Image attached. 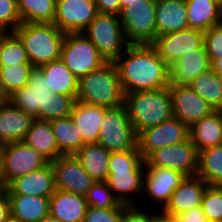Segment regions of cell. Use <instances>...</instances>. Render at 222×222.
Segmentation results:
<instances>
[{
  "mask_svg": "<svg viewBox=\"0 0 222 222\" xmlns=\"http://www.w3.org/2000/svg\"><path fill=\"white\" fill-rule=\"evenodd\" d=\"M0 183L3 185V144H0Z\"/></svg>",
  "mask_w": 222,
  "mask_h": 222,
  "instance_id": "816d5d0a",
  "label": "cell"
},
{
  "mask_svg": "<svg viewBox=\"0 0 222 222\" xmlns=\"http://www.w3.org/2000/svg\"><path fill=\"white\" fill-rule=\"evenodd\" d=\"M123 204L116 208H93L88 206L82 222H121Z\"/></svg>",
  "mask_w": 222,
  "mask_h": 222,
  "instance_id": "b9f144b4",
  "label": "cell"
},
{
  "mask_svg": "<svg viewBox=\"0 0 222 222\" xmlns=\"http://www.w3.org/2000/svg\"><path fill=\"white\" fill-rule=\"evenodd\" d=\"M201 206L208 222H222V186L208 185Z\"/></svg>",
  "mask_w": 222,
  "mask_h": 222,
  "instance_id": "74e56055",
  "label": "cell"
},
{
  "mask_svg": "<svg viewBox=\"0 0 222 222\" xmlns=\"http://www.w3.org/2000/svg\"><path fill=\"white\" fill-rule=\"evenodd\" d=\"M189 138V127L176 117L145 129L137 135V148L145 160L153 151Z\"/></svg>",
  "mask_w": 222,
  "mask_h": 222,
  "instance_id": "7c38bea8",
  "label": "cell"
},
{
  "mask_svg": "<svg viewBox=\"0 0 222 222\" xmlns=\"http://www.w3.org/2000/svg\"><path fill=\"white\" fill-rule=\"evenodd\" d=\"M125 93L115 62H107L99 70H93L78 82L76 100L105 108L124 104Z\"/></svg>",
  "mask_w": 222,
  "mask_h": 222,
  "instance_id": "277c9868",
  "label": "cell"
},
{
  "mask_svg": "<svg viewBox=\"0 0 222 222\" xmlns=\"http://www.w3.org/2000/svg\"><path fill=\"white\" fill-rule=\"evenodd\" d=\"M75 100L63 94L50 95L44 110V120L51 122L70 116Z\"/></svg>",
  "mask_w": 222,
  "mask_h": 222,
  "instance_id": "ab89813d",
  "label": "cell"
},
{
  "mask_svg": "<svg viewBox=\"0 0 222 222\" xmlns=\"http://www.w3.org/2000/svg\"><path fill=\"white\" fill-rule=\"evenodd\" d=\"M11 215L9 196L4 189L0 193V222H5Z\"/></svg>",
  "mask_w": 222,
  "mask_h": 222,
  "instance_id": "7dc6e473",
  "label": "cell"
},
{
  "mask_svg": "<svg viewBox=\"0 0 222 222\" xmlns=\"http://www.w3.org/2000/svg\"><path fill=\"white\" fill-rule=\"evenodd\" d=\"M21 23L17 0H0V33L14 32Z\"/></svg>",
  "mask_w": 222,
  "mask_h": 222,
  "instance_id": "60d3db41",
  "label": "cell"
},
{
  "mask_svg": "<svg viewBox=\"0 0 222 222\" xmlns=\"http://www.w3.org/2000/svg\"><path fill=\"white\" fill-rule=\"evenodd\" d=\"M4 190L3 185L0 183V193Z\"/></svg>",
  "mask_w": 222,
  "mask_h": 222,
  "instance_id": "680465c9",
  "label": "cell"
},
{
  "mask_svg": "<svg viewBox=\"0 0 222 222\" xmlns=\"http://www.w3.org/2000/svg\"><path fill=\"white\" fill-rule=\"evenodd\" d=\"M46 78L47 87L55 94L72 97L75 101L78 95L79 80L59 59L39 67Z\"/></svg>",
  "mask_w": 222,
  "mask_h": 222,
  "instance_id": "83f0119b",
  "label": "cell"
},
{
  "mask_svg": "<svg viewBox=\"0 0 222 222\" xmlns=\"http://www.w3.org/2000/svg\"><path fill=\"white\" fill-rule=\"evenodd\" d=\"M207 186L208 184L197 175L185 177L172 193L169 203L161 212L164 215L174 217L201 206L202 197Z\"/></svg>",
  "mask_w": 222,
  "mask_h": 222,
  "instance_id": "ffe728a7",
  "label": "cell"
},
{
  "mask_svg": "<svg viewBox=\"0 0 222 222\" xmlns=\"http://www.w3.org/2000/svg\"><path fill=\"white\" fill-rule=\"evenodd\" d=\"M130 1H133V0H120L121 2V10L126 7V2H130Z\"/></svg>",
  "mask_w": 222,
  "mask_h": 222,
  "instance_id": "11a10c76",
  "label": "cell"
},
{
  "mask_svg": "<svg viewBox=\"0 0 222 222\" xmlns=\"http://www.w3.org/2000/svg\"><path fill=\"white\" fill-rule=\"evenodd\" d=\"M39 222H61L58 219H55L53 217H51L50 215L46 218H43L42 220H40Z\"/></svg>",
  "mask_w": 222,
  "mask_h": 222,
  "instance_id": "f5cc1de1",
  "label": "cell"
},
{
  "mask_svg": "<svg viewBox=\"0 0 222 222\" xmlns=\"http://www.w3.org/2000/svg\"><path fill=\"white\" fill-rule=\"evenodd\" d=\"M61 60L78 80L93 70H99L107 63L83 32L66 33L61 49Z\"/></svg>",
  "mask_w": 222,
  "mask_h": 222,
  "instance_id": "ba28073f",
  "label": "cell"
},
{
  "mask_svg": "<svg viewBox=\"0 0 222 222\" xmlns=\"http://www.w3.org/2000/svg\"><path fill=\"white\" fill-rule=\"evenodd\" d=\"M9 100H10V95L6 91L4 83H3L2 79L0 78V105L8 103Z\"/></svg>",
  "mask_w": 222,
  "mask_h": 222,
  "instance_id": "c3c4849f",
  "label": "cell"
},
{
  "mask_svg": "<svg viewBox=\"0 0 222 222\" xmlns=\"http://www.w3.org/2000/svg\"><path fill=\"white\" fill-rule=\"evenodd\" d=\"M48 163L44 156L24 141L3 144V187Z\"/></svg>",
  "mask_w": 222,
  "mask_h": 222,
  "instance_id": "8fae6325",
  "label": "cell"
},
{
  "mask_svg": "<svg viewBox=\"0 0 222 222\" xmlns=\"http://www.w3.org/2000/svg\"><path fill=\"white\" fill-rule=\"evenodd\" d=\"M98 13L116 14L121 13L120 0H94Z\"/></svg>",
  "mask_w": 222,
  "mask_h": 222,
  "instance_id": "bcb514c9",
  "label": "cell"
},
{
  "mask_svg": "<svg viewBox=\"0 0 222 222\" xmlns=\"http://www.w3.org/2000/svg\"><path fill=\"white\" fill-rule=\"evenodd\" d=\"M52 167L56 189L85 196L95 183L75 155H60Z\"/></svg>",
  "mask_w": 222,
  "mask_h": 222,
  "instance_id": "2e32d148",
  "label": "cell"
},
{
  "mask_svg": "<svg viewBox=\"0 0 222 222\" xmlns=\"http://www.w3.org/2000/svg\"><path fill=\"white\" fill-rule=\"evenodd\" d=\"M213 2L217 3L218 5L222 4V0H212Z\"/></svg>",
  "mask_w": 222,
  "mask_h": 222,
  "instance_id": "9f6ffc18",
  "label": "cell"
},
{
  "mask_svg": "<svg viewBox=\"0 0 222 222\" xmlns=\"http://www.w3.org/2000/svg\"><path fill=\"white\" fill-rule=\"evenodd\" d=\"M35 118L10 102L0 105V144L24 141Z\"/></svg>",
  "mask_w": 222,
  "mask_h": 222,
  "instance_id": "44dd1931",
  "label": "cell"
},
{
  "mask_svg": "<svg viewBox=\"0 0 222 222\" xmlns=\"http://www.w3.org/2000/svg\"><path fill=\"white\" fill-rule=\"evenodd\" d=\"M169 89L172 98V115L188 127L214 111L209 103L188 85L170 84Z\"/></svg>",
  "mask_w": 222,
  "mask_h": 222,
  "instance_id": "e0dca14e",
  "label": "cell"
},
{
  "mask_svg": "<svg viewBox=\"0 0 222 222\" xmlns=\"http://www.w3.org/2000/svg\"><path fill=\"white\" fill-rule=\"evenodd\" d=\"M155 222H176L174 217L164 215L161 211H155Z\"/></svg>",
  "mask_w": 222,
  "mask_h": 222,
  "instance_id": "f907efd6",
  "label": "cell"
},
{
  "mask_svg": "<svg viewBox=\"0 0 222 222\" xmlns=\"http://www.w3.org/2000/svg\"><path fill=\"white\" fill-rule=\"evenodd\" d=\"M210 68L219 76L222 77V57L213 60L210 63Z\"/></svg>",
  "mask_w": 222,
  "mask_h": 222,
  "instance_id": "681fc988",
  "label": "cell"
},
{
  "mask_svg": "<svg viewBox=\"0 0 222 222\" xmlns=\"http://www.w3.org/2000/svg\"><path fill=\"white\" fill-rule=\"evenodd\" d=\"M24 142L49 162L55 161L61 155L57 148L51 124L46 120L35 118Z\"/></svg>",
  "mask_w": 222,
  "mask_h": 222,
  "instance_id": "f1b7e54d",
  "label": "cell"
},
{
  "mask_svg": "<svg viewBox=\"0 0 222 222\" xmlns=\"http://www.w3.org/2000/svg\"><path fill=\"white\" fill-rule=\"evenodd\" d=\"M14 32L23 42L28 59L34 67L61 59L66 33L53 23L22 22Z\"/></svg>",
  "mask_w": 222,
  "mask_h": 222,
  "instance_id": "5b68a950",
  "label": "cell"
},
{
  "mask_svg": "<svg viewBox=\"0 0 222 222\" xmlns=\"http://www.w3.org/2000/svg\"><path fill=\"white\" fill-rule=\"evenodd\" d=\"M33 67L31 64L0 65V78L9 95L27 85Z\"/></svg>",
  "mask_w": 222,
  "mask_h": 222,
  "instance_id": "8d00e7d4",
  "label": "cell"
},
{
  "mask_svg": "<svg viewBox=\"0 0 222 222\" xmlns=\"http://www.w3.org/2000/svg\"><path fill=\"white\" fill-rule=\"evenodd\" d=\"M203 43L210 63L222 57V23L204 32Z\"/></svg>",
  "mask_w": 222,
  "mask_h": 222,
  "instance_id": "7bdbcfd3",
  "label": "cell"
},
{
  "mask_svg": "<svg viewBox=\"0 0 222 222\" xmlns=\"http://www.w3.org/2000/svg\"><path fill=\"white\" fill-rule=\"evenodd\" d=\"M83 33L107 62H115L130 45L116 14L98 13Z\"/></svg>",
  "mask_w": 222,
  "mask_h": 222,
  "instance_id": "8992f818",
  "label": "cell"
},
{
  "mask_svg": "<svg viewBox=\"0 0 222 222\" xmlns=\"http://www.w3.org/2000/svg\"><path fill=\"white\" fill-rule=\"evenodd\" d=\"M157 0H133L119 15L129 44H152L157 37L155 10Z\"/></svg>",
  "mask_w": 222,
  "mask_h": 222,
  "instance_id": "52a82bcc",
  "label": "cell"
},
{
  "mask_svg": "<svg viewBox=\"0 0 222 222\" xmlns=\"http://www.w3.org/2000/svg\"><path fill=\"white\" fill-rule=\"evenodd\" d=\"M96 143L109 152L137 148V135L124 104L106 109Z\"/></svg>",
  "mask_w": 222,
  "mask_h": 222,
  "instance_id": "9c48e42d",
  "label": "cell"
},
{
  "mask_svg": "<svg viewBox=\"0 0 222 222\" xmlns=\"http://www.w3.org/2000/svg\"><path fill=\"white\" fill-rule=\"evenodd\" d=\"M31 64L15 32L0 33V65Z\"/></svg>",
  "mask_w": 222,
  "mask_h": 222,
  "instance_id": "d590c367",
  "label": "cell"
},
{
  "mask_svg": "<svg viewBox=\"0 0 222 222\" xmlns=\"http://www.w3.org/2000/svg\"><path fill=\"white\" fill-rule=\"evenodd\" d=\"M5 222H21V221L10 215Z\"/></svg>",
  "mask_w": 222,
  "mask_h": 222,
  "instance_id": "db71d44e",
  "label": "cell"
},
{
  "mask_svg": "<svg viewBox=\"0 0 222 222\" xmlns=\"http://www.w3.org/2000/svg\"><path fill=\"white\" fill-rule=\"evenodd\" d=\"M197 176L208 185L222 186V145L198 152Z\"/></svg>",
  "mask_w": 222,
  "mask_h": 222,
  "instance_id": "836d02e7",
  "label": "cell"
},
{
  "mask_svg": "<svg viewBox=\"0 0 222 222\" xmlns=\"http://www.w3.org/2000/svg\"><path fill=\"white\" fill-rule=\"evenodd\" d=\"M85 198L88 206L93 208H116L120 205L105 181H95Z\"/></svg>",
  "mask_w": 222,
  "mask_h": 222,
  "instance_id": "f35d334b",
  "label": "cell"
},
{
  "mask_svg": "<svg viewBox=\"0 0 222 222\" xmlns=\"http://www.w3.org/2000/svg\"><path fill=\"white\" fill-rule=\"evenodd\" d=\"M110 153L100 144L86 143L75 156L95 181H106Z\"/></svg>",
  "mask_w": 222,
  "mask_h": 222,
  "instance_id": "4dcf8cb0",
  "label": "cell"
},
{
  "mask_svg": "<svg viewBox=\"0 0 222 222\" xmlns=\"http://www.w3.org/2000/svg\"><path fill=\"white\" fill-rule=\"evenodd\" d=\"M189 28L207 31L222 23L220 5L212 0H185Z\"/></svg>",
  "mask_w": 222,
  "mask_h": 222,
  "instance_id": "f546056e",
  "label": "cell"
},
{
  "mask_svg": "<svg viewBox=\"0 0 222 222\" xmlns=\"http://www.w3.org/2000/svg\"><path fill=\"white\" fill-rule=\"evenodd\" d=\"M155 19L157 36L188 29L185 0H157Z\"/></svg>",
  "mask_w": 222,
  "mask_h": 222,
  "instance_id": "603a6c76",
  "label": "cell"
},
{
  "mask_svg": "<svg viewBox=\"0 0 222 222\" xmlns=\"http://www.w3.org/2000/svg\"><path fill=\"white\" fill-rule=\"evenodd\" d=\"M97 14L94 0H62L56 2L53 24L64 33H80Z\"/></svg>",
  "mask_w": 222,
  "mask_h": 222,
  "instance_id": "5bb4252c",
  "label": "cell"
},
{
  "mask_svg": "<svg viewBox=\"0 0 222 222\" xmlns=\"http://www.w3.org/2000/svg\"><path fill=\"white\" fill-rule=\"evenodd\" d=\"M107 108L75 101L71 118L86 143H96Z\"/></svg>",
  "mask_w": 222,
  "mask_h": 222,
  "instance_id": "d4e9b609",
  "label": "cell"
},
{
  "mask_svg": "<svg viewBox=\"0 0 222 222\" xmlns=\"http://www.w3.org/2000/svg\"><path fill=\"white\" fill-rule=\"evenodd\" d=\"M11 216L21 222H39L50 215V198L36 195H8Z\"/></svg>",
  "mask_w": 222,
  "mask_h": 222,
  "instance_id": "4316f807",
  "label": "cell"
},
{
  "mask_svg": "<svg viewBox=\"0 0 222 222\" xmlns=\"http://www.w3.org/2000/svg\"><path fill=\"white\" fill-rule=\"evenodd\" d=\"M220 16H221V20H222V4L220 5Z\"/></svg>",
  "mask_w": 222,
  "mask_h": 222,
  "instance_id": "6f0895ef",
  "label": "cell"
},
{
  "mask_svg": "<svg viewBox=\"0 0 222 222\" xmlns=\"http://www.w3.org/2000/svg\"><path fill=\"white\" fill-rule=\"evenodd\" d=\"M185 177L180 172L169 168L145 167L142 197H149L148 199L156 204L152 209L162 211Z\"/></svg>",
  "mask_w": 222,
  "mask_h": 222,
  "instance_id": "9a60e30c",
  "label": "cell"
},
{
  "mask_svg": "<svg viewBox=\"0 0 222 222\" xmlns=\"http://www.w3.org/2000/svg\"><path fill=\"white\" fill-rule=\"evenodd\" d=\"M87 208L83 195L57 189L50 197V216L61 222H82Z\"/></svg>",
  "mask_w": 222,
  "mask_h": 222,
  "instance_id": "cb8c5ba5",
  "label": "cell"
},
{
  "mask_svg": "<svg viewBox=\"0 0 222 222\" xmlns=\"http://www.w3.org/2000/svg\"><path fill=\"white\" fill-rule=\"evenodd\" d=\"M189 137L198 152L222 145V111L214 110L195 122L189 127Z\"/></svg>",
  "mask_w": 222,
  "mask_h": 222,
  "instance_id": "484cf974",
  "label": "cell"
},
{
  "mask_svg": "<svg viewBox=\"0 0 222 222\" xmlns=\"http://www.w3.org/2000/svg\"><path fill=\"white\" fill-rule=\"evenodd\" d=\"M55 94L46 84V78L39 67H33L30 72L29 81L22 89L10 95L9 102L31 114L34 118L44 120V110L50 95Z\"/></svg>",
  "mask_w": 222,
  "mask_h": 222,
  "instance_id": "4fadbf2b",
  "label": "cell"
},
{
  "mask_svg": "<svg viewBox=\"0 0 222 222\" xmlns=\"http://www.w3.org/2000/svg\"><path fill=\"white\" fill-rule=\"evenodd\" d=\"M17 8L22 22H54L55 0H17Z\"/></svg>",
  "mask_w": 222,
  "mask_h": 222,
  "instance_id": "e575fe53",
  "label": "cell"
},
{
  "mask_svg": "<svg viewBox=\"0 0 222 222\" xmlns=\"http://www.w3.org/2000/svg\"><path fill=\"white\" fill-rule=\"evenodd\" d=\"M203 41V31L188 28L157 36L151 45L170 67L185 53L198 49L203 44Z\"/></svg>",
  "mask_w": 222,
  "mask_h": 222,
  "instance_id": "ac0fdd59",
  "label": "cell"
},
{
  "mask_svg": "<svg viewBox=\"0 0 222 222\" xmlns=\"http://www.w3.org/2000/svg\"><path fill=\"white\" fill-rule=\"evenodd\" d=\"M144 174L145 160L138 148L110 153L105 182L120 204L139 206L135 198L143 195Z\"/></svg>",
  "mask_w": 222,
  "mask_h": 222,
  "instance_id": "7a4b0ae2",
  "label": "cell"
},
{
  "mask_svg": "<svg viewBox=\"0 0 222 222\" xmlns=\"http://www.w3.org/2000/svg\"><path fill=\"white\" fill-rule=\"evenodd\" d=\"M210 68L204 43L190 53H185L170 67V84L188 85L200 73Z\"/></svg>",
  "mask_w": 222,
  "mask_h": 222,
  "instance_id": "7402d4cb",
  "label": "cell"
},
{
  "mask_svg": "<svg viewBox=\"0 0 222 222\" xmlns=\"http://www.w3.org/2000/svg\"><path fill=\"white\" fill-rule=\"evenodd\" d=\"M176 222H208L202 206L192 208L186 212L174 216Z\"/></svg>",
  "mask_w": 222,
  "mask_h": 222,
  "instance_id": "f6af8a7d",
  "label": "cell"
},
{
  "mask_svg": "<svg viewBox=\"0 0 222 222\" xmlns=\"http://www.w3.org/2000/svg\"><path fill=\"white\" fill-rule=\"evenodd\" d=\"M124 105L136 135L173 116L169 86L157 90L125 93Z\"/></svg>",
  "mask_w": 222,
  "mask_h": 222,
  "instance_id": "3957f363",
  "label": "cell"
},
{
  "mask_svg": "<svg viewBox=\"0 0 222 222\" xmlns=\"http://www.w3.org/2000/svg\"><path fill=\"white\" fill-rule=\"evenodd\" d=\"M61 155H75L86 144L71 116L50 122Z\"/></svg>",
  "mask_w": 222,
  "mask_h": 222,
  "instance_id": "1f68e13d",
  "label": "cell"
},
{
  "mask_svg": "<svg viewBox=\"0 0 222 222\" xmlns=\"http://www.w3.org/2000/svg\"><path fill=\"white\" fill-rule=\"evenodd\" d=\"M145 167L169 168L186 177L196 176L198 151L189 137L183 142L153 151L145 159Z\"/></svg>",
  "mask_w": 222,
  "mask_h": 222,
  "instance_id": "30bf717a",
  "label": "cell"
},
{
  "mask_svg": "<svg viewBox=\"0 0 222 222\" xmlns=\"http://www.w3.org/2000/svg\"><path fill=\"white\" fill-rule=\"evenodd\" d=\"M141 200L143 201L144 199L141 197L139 206L123 205V217L121 222H155V210L151 212L152 209H148L149 205H147L146 209ZM140 205H143V208Z\"/></svg>",
  "mask_w": 222,
  "mask_h": 222,
  "instance_id": "ee69618b",
  "label": "cell"
},
{
  "mask_svg": "<svg viewBox=\"0 0 222 222\" xmlns=\"http://www.w3.org/2000/svg\"><path fill=\"white\" fill-rule=\"evenodd\" d=\"M124 93L170 85L169 66L151 44H130L115 61Z\"/></svg>",
  "mask_w": 222,
  "mask_h": 222,
  "instance_id": "6da1fadb",
  "label": "cell"
},
{
  "mask_svg": "<svg viewBox=\"0 0 222 222\" xmlns=\"http://www.w3.org/2000/svg\"><path fill=\"white\" fill-rule=\"evenodd\" d=\"M4 189L8 195H36L50 198L57 190L52 162L12 180Z\"/></svg>",
  "mask_w": 222,
  "mask_h": 222,
  "instance_id": "d6986e66",
  "label": "cell"
},
{
  "mask_svg": "<svg viewBox=\"0 0 222 222\" xmlns=\"http://www.w3.org/2000/svg\"><path fill=\"white\" fill-rule=\"evenodd\" d=\"M188 86L214 110L222 111V77L211 68L200 73Z\"/></svg>",
  "mask_w": 222,
  "mask_h": 222,
  "instance_id": "d6a6232c",
  "label": "cell"
}]
</instances>
